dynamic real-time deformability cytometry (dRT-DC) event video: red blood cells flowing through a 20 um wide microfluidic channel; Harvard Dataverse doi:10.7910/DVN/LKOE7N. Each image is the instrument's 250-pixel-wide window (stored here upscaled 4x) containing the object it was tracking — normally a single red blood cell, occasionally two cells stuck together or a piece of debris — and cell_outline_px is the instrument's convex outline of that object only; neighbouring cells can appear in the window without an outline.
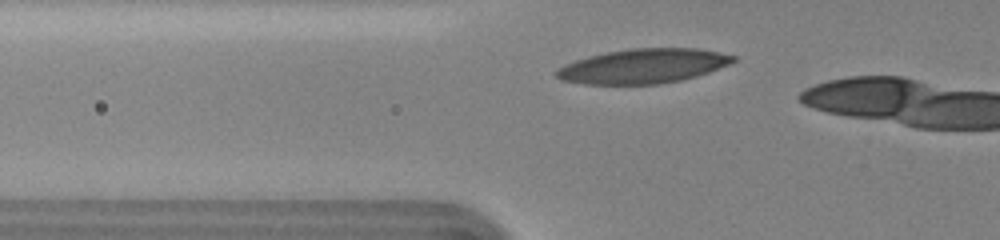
{"species": "human", "species_latin": "Homo sapiens", "temperature_condition": "cold", "stored_images_in_passage": 9, "camera_frame_rate_fps": 3000, "um_per_image_px": 0.085, "donor": {"sex": "female"}, "frame": {"image": 1, "passage_image": 2, "time_ms": 0.333, "image_size_px": [1000, 240], "cell_outline_px": [[736, 60], [728, 64], [708, 72], [696, 76], [680, 80], [660, 84], [584, 84], [560, 80], [552, 72], [564, 64], [588, 56], [608, 52], [632, 48], [700, 48], [736, 56]], "centroid_in_image_um": [54.63, 5.62], "position_along_channel_um": 71.2, "area_um2": 35.55}}